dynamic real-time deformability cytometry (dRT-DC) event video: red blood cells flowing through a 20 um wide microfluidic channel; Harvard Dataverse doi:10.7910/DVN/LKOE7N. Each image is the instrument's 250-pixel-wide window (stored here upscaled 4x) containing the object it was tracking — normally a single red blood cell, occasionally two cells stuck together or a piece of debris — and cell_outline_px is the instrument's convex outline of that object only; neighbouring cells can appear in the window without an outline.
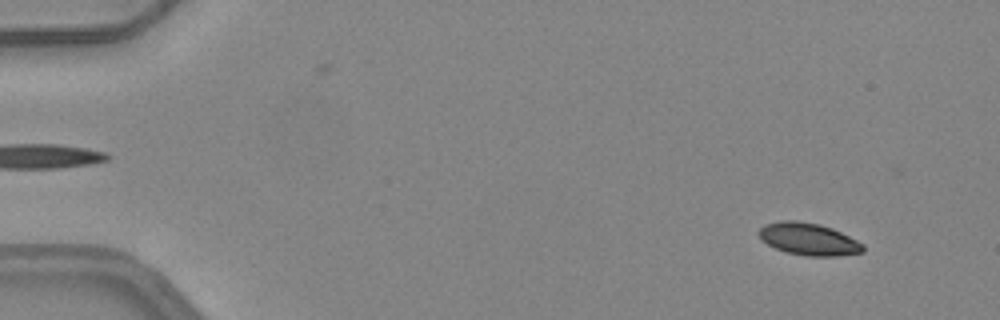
{"species": "common noctule bat (a hibernating species)", "species_latin": "Nyctalus noctula", "temperature_condition": "warm", "stored_images_in_passage": 50, "camera_frame_rate_fps": 3000, "um_per_image_px": 0.085, "animal": {"sex": "female", "body_mass_g": 24.6, "forearm_length_mm": 56.2}, "frame": {"image": 1, "passage_image": 4, "time_ms": 1.0, "image_size_px": [1000, 320], "cell_outline_px": [[864, 252], [836, 256], [808, 256], [784, 252], [768, 244], [756, 232], [764, 224], [780, 220], [796, 220], [820, 224], [832, 228], [864, 244]], "centroid_in_image_um": [68.72, 20.31], "position_along_channel_um": 16.3, "area_um2": 19.59}}
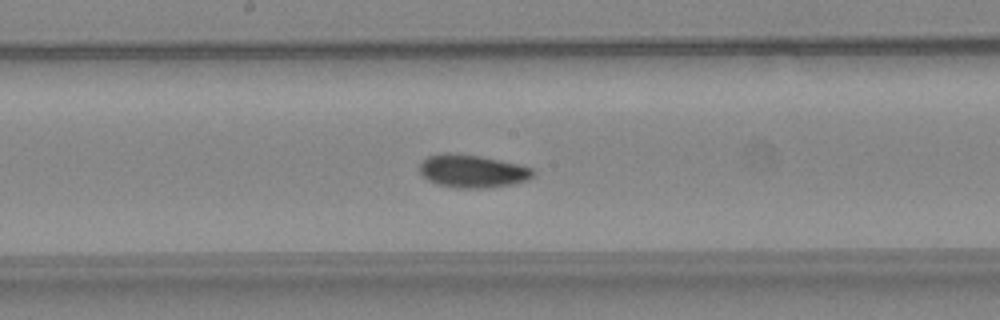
{"frame": {"image": 2, "passage_image": 27, "time_ms": 8.667, "image_size_px": [1000, 320], "cell_outline_px": [[536, 172], [528, 180], [512, 184], [484, 188], [456, 188], [436, 184], [428, 180], [420, 172], [420, 164], [428, 156], [448, 152], [480, 156], [520, 164], [532, 168]], "centroid_in_image_um": [40.17, 14.55], "position_along_channel_um": 208.0, "area_um2": 21.79}}
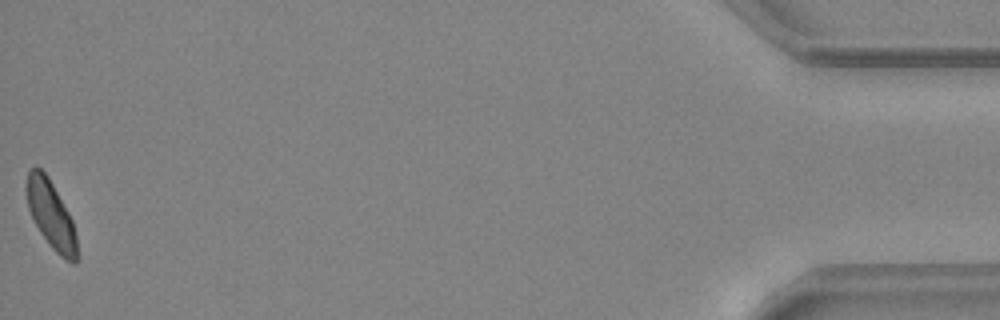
{"frame": {"image": 3, "passage_image": 50, "time_ms": 16.333, "image_size_px": [1000, 320], "cell_outline_px": [[76, 264], [72, 264], [64, 260], [52, 248], [40, 232], [28, 208], [24, 188], [28, 172], [32, 168], [40, 168], [48, 176], [68, 212], [72, 220], [76, 236]], "centroid_in_image_um": [4.31, 18.25], "position_along_channel_um": 430.9, "area_um2": 19.77}, "authors_computed_cell_mechanics": {"area_um2": 20.6057, "velocity_mm_per_s": 4.1546, "shape_relaxation_time_tau1_ms": 3.8165, "shape_relaxation_time_tau2_ms": 3.9631, "deformation_change_tau1": 0.1099, "deformation_change_tau2": 0.0722}}